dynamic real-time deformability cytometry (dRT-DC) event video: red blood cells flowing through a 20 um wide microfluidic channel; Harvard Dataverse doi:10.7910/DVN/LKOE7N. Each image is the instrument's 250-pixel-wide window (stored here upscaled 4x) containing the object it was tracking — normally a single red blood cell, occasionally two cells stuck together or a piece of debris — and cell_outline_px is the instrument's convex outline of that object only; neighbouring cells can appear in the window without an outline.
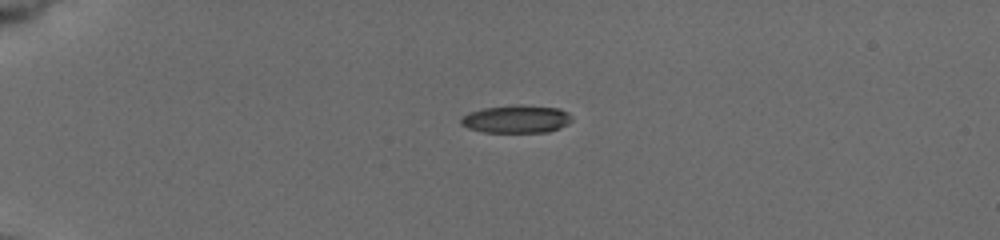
{"species": "common noctule bat (a hibernating species)", "species_latin": "Nyctalus noctula", "temperature_condition": "cold", "stored_images_in_passage": 53, "camera_frame_rate_fps": 3000, "um_per_image_px": 0.085, "animal": {"sex": "female", "body_mass_g": 19.5, "forearm_length_mm": 54.1}, "frame": {"image": 1, "passage_image": 1, "time_ms": 0.0, "image_size_px": [1000, 240], "cell_outline_px": [[572, 120], [568, 124], [560, 128], [548, 132], [484, 132], [468, 128], [460, 124], [460, 116], [468, 112], [484, 108], [516, 104], [520, 104], [560, 108], [568, 112], [572, 116]], "centroid_in_image_um": [43.89, 10.11], "position_along_channel_um": 41.1, "area_um2": 18.32}}
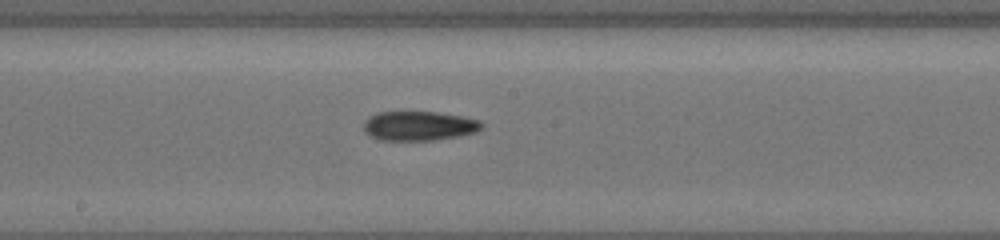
{"frame": {"image": 2, "passage_image": 22, "time_ms": 6.0, "image_size_px": [1000, 240], "cell_outline_px": [[484, 124], [476, 132], [456, 136], [432, 140], [384, 140], [372, 136], [364, 132], [364, 120], [368, 116], [376, 112], [436, 112], [460, 116], [480, 120]], "centroid_in_image_um": [35.58, 10.69], "position_along_channel_um": 212.6, "area_um2": 20.06}}
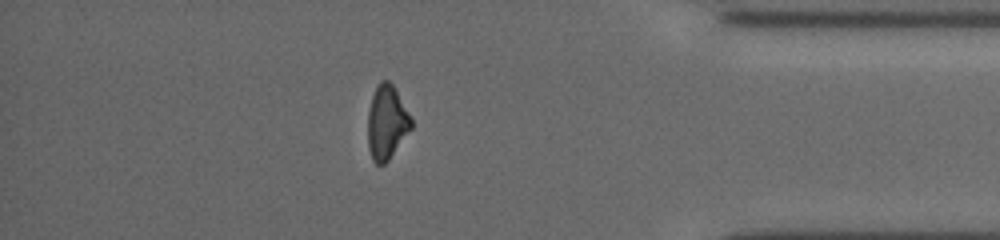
{"frame": {"image": 3, "passage_image": 45, "time_ms": 11.667, "image_size_px": [1000, 240], "cell_outline_px": [[412, 128], [388, 160], [384, 164], [376, 164], [372, 160], [368, 148], [368, 112], [372, 96], [380, 80], [388, 80], [392, 84], [412, 120]], "centroid_in_image_um": [32.85, 10.42], "position_along_channel_um": 402.3, "area_um2": 18.44}, "authors_computed_cell_mechanics": {"area_um2": 19.7676, "velocity_mm_per_s": 3.7668, "shape_relaxation_time_tau1_ms": null, "shape_relaxation_time_tau2_ms": 6.3054, "deformation_change_tau1": null, "deformation_change_tau2": 0.1486}}